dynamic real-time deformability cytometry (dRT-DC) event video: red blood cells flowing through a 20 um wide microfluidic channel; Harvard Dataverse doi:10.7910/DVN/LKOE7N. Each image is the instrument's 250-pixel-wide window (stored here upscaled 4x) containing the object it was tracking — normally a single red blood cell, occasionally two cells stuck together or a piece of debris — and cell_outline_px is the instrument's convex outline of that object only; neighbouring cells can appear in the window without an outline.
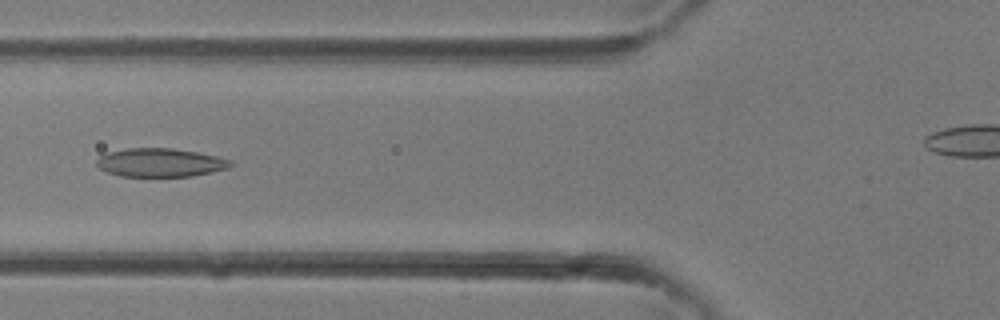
{"species": "common noctule bat (a hibernating species)", "species_latin": "Nyctalus noctula", "temperature_condition": "room temperature", "stored_images_in_passage": 31, "camera_frame_rate_fps": 3000, "um_per_image_px": 0.085, "animal": {"sex": "female"}, "frame": {"image": 1, "passage_image": 13, "time_ms": 4.0, "image_size_px": [1000, 320], "cell_outline_px": [[232, 164], [228, 168], [212, 172], [192, 176], [120, 176], [108, 172], [100, 168], [96, 164], [96, 160], [100, 156], [108, 152], [128, 148], [172, 148], [196, 152], [216, 156], [228, 160]], "centroid_in_image_um": [13.59, 13.82], "position_along_channel_um": 112.2, "area_um2": 22.02}}
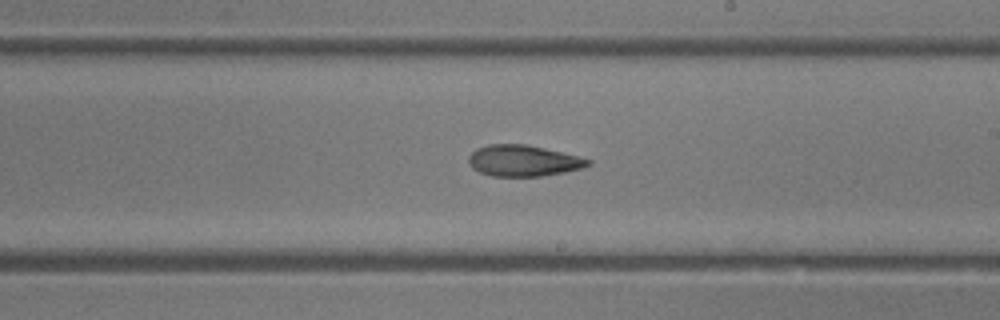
{"frame": {"image": 2, "passage_image": 20, "time_ms": 6.333, "image_size_px": [1000, 320], "cell_outline_px": [[592, 164], [584, 168], [564, 172], [540, 176], [492, 176], [480, 172], [472, 168], [468, 160], [468, 156], [476, 148], [488, 144], [524, 144], [544, 148], [592, 160]], "centroid_in_image_um": [44.46, 13.66], "position_along_channel_um": 244.5, "area_um2": 21.62}}
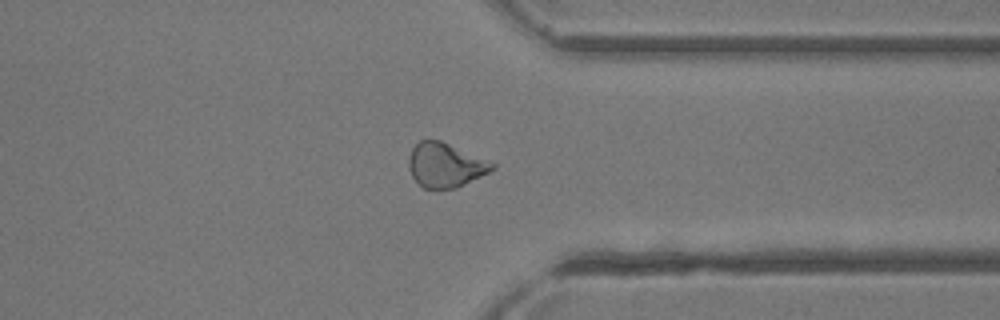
{"frame": {"image": 3, "passage_image": 27, "time_ms": 8.667, "image_size_px": [1000, 320], "cell_outline_px": [[496, 168], [456, 188], [424, 188], [412, 176], [408, 168], [408, 156], [412, 148], [420, 140], [440, 140], [496, 164]], "centroid_in_image_um": [37.82, 14.02], "position_along_channel_um": 373.6, "area_um2": 21.21}}